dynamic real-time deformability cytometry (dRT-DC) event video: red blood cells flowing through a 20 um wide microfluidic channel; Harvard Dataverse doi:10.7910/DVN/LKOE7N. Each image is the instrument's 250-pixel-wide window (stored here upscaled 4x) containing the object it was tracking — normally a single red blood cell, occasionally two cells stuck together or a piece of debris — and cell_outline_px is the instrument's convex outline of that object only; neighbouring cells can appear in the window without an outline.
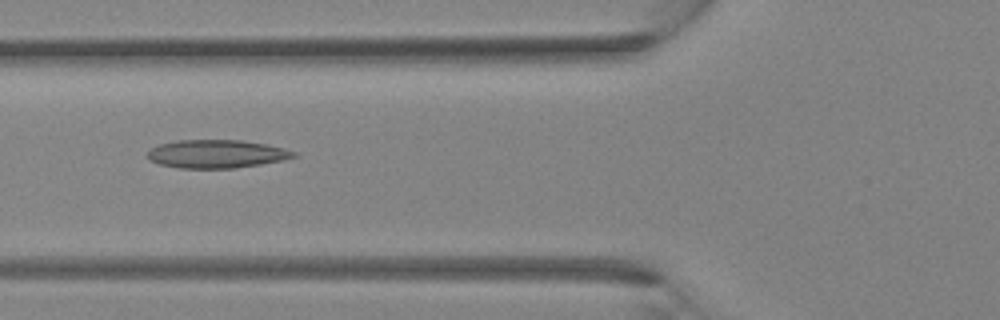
{"species": "Egyptian fruit bat (a non-hibernating species)", "species_latin": "Rousettus aegyptiacus", "temperature_condition": "room temperature", "stored_images_in_passage": 28, "camera_frame_rate_fps": 3000, "um_per_image_px": 0.085, "animal": {"sex": "female"}, "frame": {"image": 1, "passage_image": 5, "time_ms": 1.333, "image_size_px": [1000, 320], "cell_outline_px": [[296, 156], [284, 160], [236, 168], [180, 168], [160, 164], [152, 160], [148, 156], [148, 152], [152, 148], [160, 144], [176, 140], [240, 140], [264, 144], [284, 148], [296, 152]], "centroid_in_image_um": [18.43, 13.08], "position_along_channel_um": 107.4, "area_um2": 23.81}}
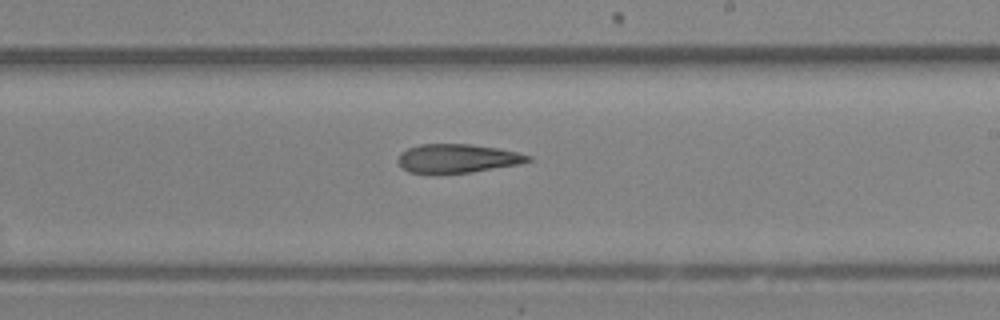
{"frame": {"image": 2, "passage_image": 13, "time_ms": 4.0, "image_size_px": [1000, 320], "cell_outline_px": [[532, 160], [520, 164], [472, 172], [408, 172], [396, 160], [400, 152], [408, 148], [420, 144], [472, 144], [496, 148], [516, 152], [532, 156]], "centroid_in_image_um": [38.89, 13.45], "position_along_channel_um": 250.1, "area_um2": 21.5}}
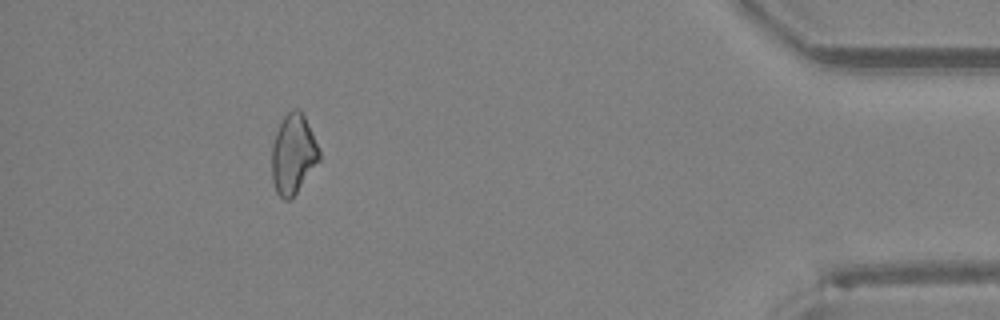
{"frame": {"image": 3, "passage_image": 25, "time_ms": 8.0, "image_size_px": [1000, 320], "cell_outline_px": [[320, 160], [296, 192], [288, 200], [284, 200], [276, 192], [272, 180], [272, 144], [276, 132], [284, 116], [288, 112], [296, 108], [300, 108], [304, 116], [320, 152]], "centroid_in_image_um": [24.91, 13.1], "position_along_channel_um": 410.3, "area_um2": 21.68}}